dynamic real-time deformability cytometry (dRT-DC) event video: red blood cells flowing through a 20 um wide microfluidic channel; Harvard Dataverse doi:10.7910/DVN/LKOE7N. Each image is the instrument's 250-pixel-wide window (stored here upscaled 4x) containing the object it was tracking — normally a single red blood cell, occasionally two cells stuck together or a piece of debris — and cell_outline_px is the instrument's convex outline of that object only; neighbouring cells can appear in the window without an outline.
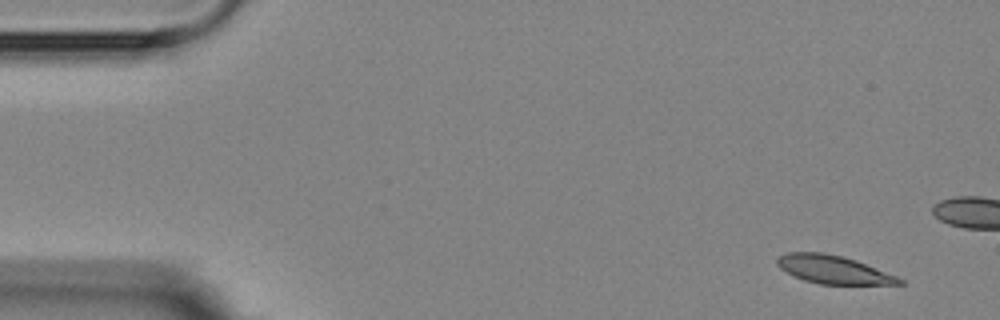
{"species": "Egyptian fruit bat (a non-hibernating species)", "species_latin": "Rousettus aegyptiacus", "temperature_condition": "room temperature", "stored_images_in_passage": 9, "camera_frame_rate_fps": 3000, "um_per_image_px": 0.085, "animal": {"sex": "female"}, "frame": {"image": 1, "passage_image": 1, "time_ms": 0.0, "image_size_px": [1000, 320], "cell_outline_px": [[904, 284], [820, 284], [804, 280], [780, 268], [776, 264], [776, 260], [780, 256], [788, 252], [824, 252], [856, 260], [896, 276], [904, 280]], "centroid_in_image_um": [70.83, 22.91], "position_along_channel_um": 14.2, "area_um2": 19.77}}
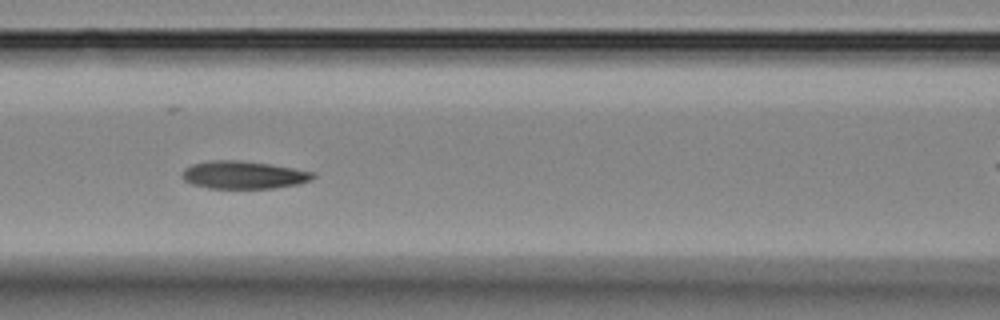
{"frame": {"image": 2, "passage_image": 7, "time_ms": 6.667, "image_size_px": [1000, 320], "cell_outline_px": [[316, 176], [312, 180], [300, 184], [272, 188], [208, 188], [192, 184], [184, 180], [184, 168], [192, 164], [212, 160], [236, 160], [268, 164], [316, 172]], "centroid_in_image_um": [20.74, 14.87], "position_along_channel_um": 145.9, "area_um2": 21.04}}